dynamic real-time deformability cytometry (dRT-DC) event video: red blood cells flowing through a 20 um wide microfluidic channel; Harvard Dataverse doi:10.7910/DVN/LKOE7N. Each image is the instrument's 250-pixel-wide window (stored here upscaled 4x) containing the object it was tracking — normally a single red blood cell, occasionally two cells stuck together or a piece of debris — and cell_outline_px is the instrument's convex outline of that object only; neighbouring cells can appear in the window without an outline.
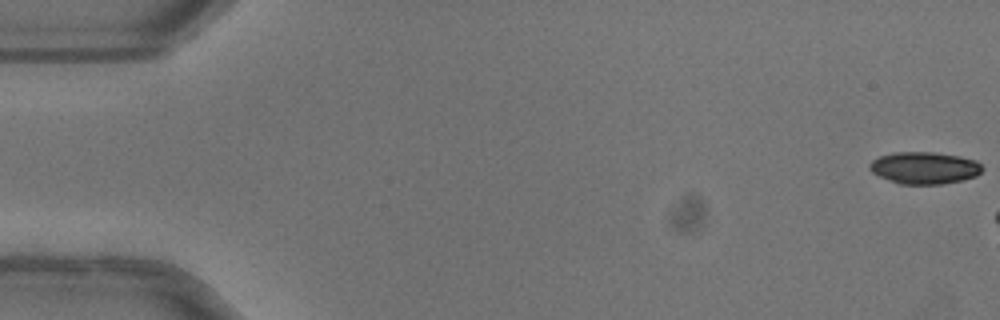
{"species": "common noctule bat (a hibernating species)", "species_latin": "Nyctalus noctula", "temperature_condition": "warm", "stored_images_in_passage": 7, "camera_frame_rate_fps": 3000, "um_per_image_px": 0.085, "animal": {"sex": "female"}, "frame": {"image": 1, "passage_image": 1, "time_ms": 0.0, "image_size_px": [1000, 320], "cell_outline_px": [[984, 168], [976, 176], [964, 180], [940, 184], [900, 184], [880, 176], [872, 172], [868, 168], [868, 164], [872, 160], [880, 156], [896, 152], [932, 152], [960, 156], [976, 160]], "centroid_in_image_um": [78.58, 14.27], "position_along_channel_um": 6.4, "area_um2": 21.04}}